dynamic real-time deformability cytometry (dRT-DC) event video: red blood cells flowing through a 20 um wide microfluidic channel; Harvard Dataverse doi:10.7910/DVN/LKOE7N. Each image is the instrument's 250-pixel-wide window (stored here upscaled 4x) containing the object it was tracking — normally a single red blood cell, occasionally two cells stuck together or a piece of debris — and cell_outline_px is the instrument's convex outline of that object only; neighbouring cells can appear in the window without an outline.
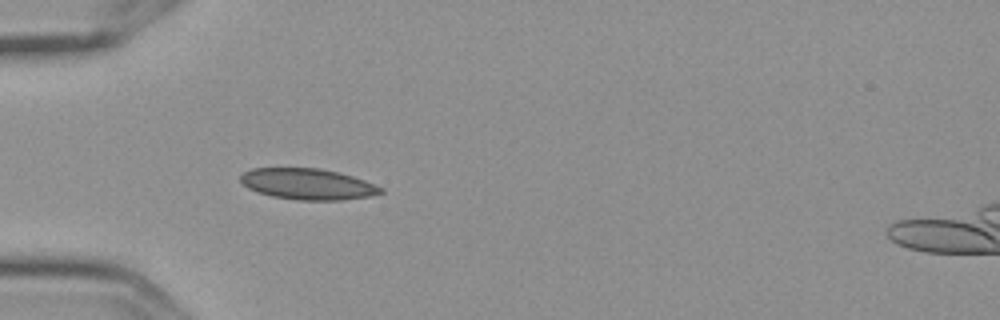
{"species": "Egyptian fruit bat (a non-hibernating species)", "species_latin": "Rousettus aegyptiacus", "temperature_condition": "cold", "stored_images_in_passage": 4, "camera_frame_rate_fps": 3000, "um_per_image_px": 0.085, "frame": {"image": 1, "passage_image": 4, "time_ms": 1.0, "image_size_px": [1000, 320], "cell_outline_px": [[384, 192], [372, 196], [340, 200], [296, 200], [272, 196], [256, 192], [248, 188], [240, 180], [240, 176], [244, 172], [252, 168], [320, 168], [340, 172], [364, 180], [384, 188]], "centroid_in_image_um": [26.17, 15.64], "position_along_channel_um": 58.8, "area_um2": 25.49}}